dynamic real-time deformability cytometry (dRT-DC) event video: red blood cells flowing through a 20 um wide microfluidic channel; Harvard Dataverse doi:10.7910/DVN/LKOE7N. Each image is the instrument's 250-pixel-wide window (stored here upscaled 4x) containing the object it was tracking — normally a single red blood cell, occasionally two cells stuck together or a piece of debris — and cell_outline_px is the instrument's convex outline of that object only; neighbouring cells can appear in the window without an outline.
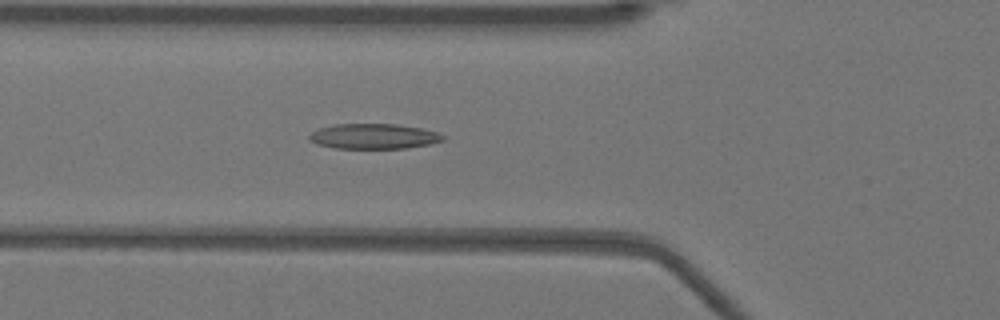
{"species": "Egyptian fruit bat (a non-hibernating species)", "species_latin": "Rousettus aegyptiacus", "temperature_condition": "warm", "stored_images_in_passage": 51, "camera_frame_rate_fps": 3000, "um_per_image_px": 0.085, "animal": {"sex": "female"}, "frame": {"image": 1, "passage_image": 18, "time_ms": 5.667, "image_size_px": [1000, 320], "cell_outline_px": [[444, 140], [432, 144], [408, 148], [336, 148], [316, 144], [308, 140], [308, 136], [312, 132], [320, 128], [336, 124], [396, 124], [420, 128], [436, 132], [444, 136]], "centroid_in_image_um": [31.76, 11.59], "position_along_channel_um": 94.0, "area_um2": 19.59}}
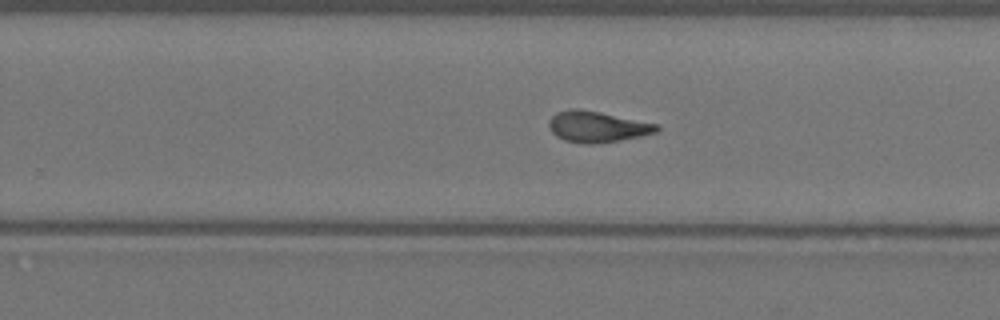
{"frame": {"image": 2, "passage_image": 32, "time_ms": 10.333, "image_size_px": [1000, 320], "cell_outline_px": [[660, 132], [600, 144], [584, 144], [564, 140], [556, 136], [548, 128], [548, 120], [556, 112], [568, 108], [580, 108], [660, 124]], "centroid_in_image_um": [50.76, 10.77], "position_along_channel_um": 279.0, "area_um2": 19.94}}
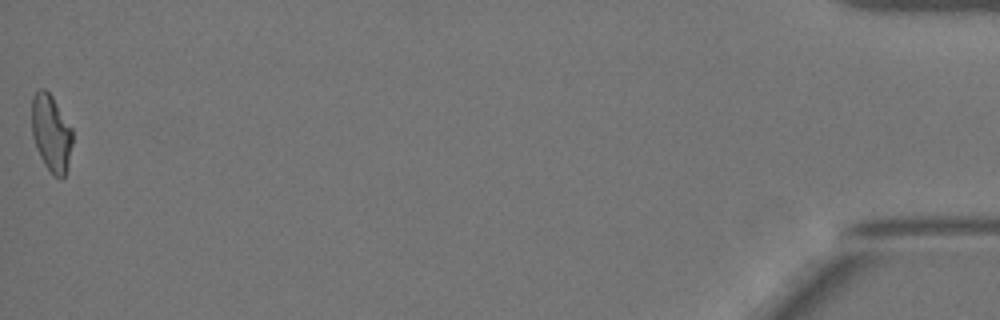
{"frame": {"image": 3, "passage_image": 51, "time_ms": 16.667, "image_size_px": [1000, 320], "cell_outline_px": [[72, 144], [64, 176], [60, 180], [44, 164], [36, 148], [32, 136], [32, 96], [40, 88], [44, 88], [52, 96], [72, 128]], "centroid_in_image_um": [4.33, 11.28], "position_along_channel_um": 430.9, "area_um2": 18.03}, "authors_computed_cell_mechanics": {"area_um2": 19.4208, "velocity_mm_per_s": 3.9628, "shape_relaxation_time_tau1_ms": null, "shape_relaxation_time_tau2_ms": 2.1461, "deformation_change_tau1": null, "deformation_change_tau2": 0.1042}}